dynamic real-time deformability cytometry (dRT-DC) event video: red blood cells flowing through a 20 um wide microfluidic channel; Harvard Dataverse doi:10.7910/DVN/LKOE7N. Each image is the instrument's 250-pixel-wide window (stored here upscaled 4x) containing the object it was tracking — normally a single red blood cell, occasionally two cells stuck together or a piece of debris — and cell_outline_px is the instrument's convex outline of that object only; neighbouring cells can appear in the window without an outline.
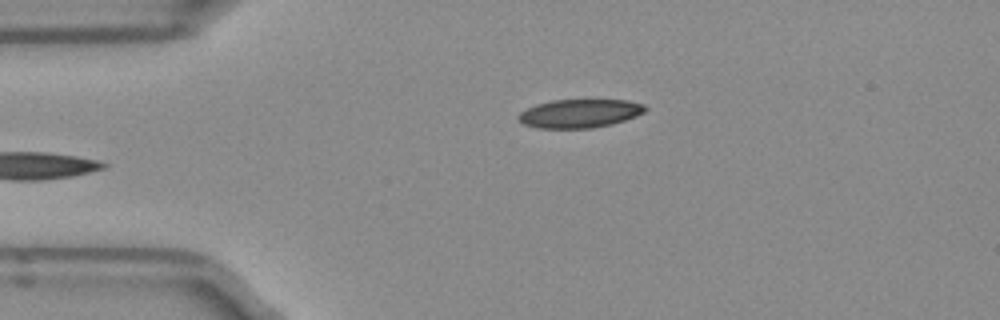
{"species": "Egyptian fruit bat (a non-hibernating species)", "species_latin": "Rousettus aegyptiacus", "temperature_condition": "room temperature", "stored_images_in_passage": 35, "camera_frame_rate_fps": 3000, "um_per_image_px": 0.085, "frame": {"image": 1, "passage_image": 1, "time_ms": 0.0, "image_size_px": [1000, 320], "cell_outline_px": [[648, 108], [644, 112], [636, 116], [612, 124], [592, 128], [536, 128], [524, 124], [516, 116], [520, 112], [536, 104], [552, 100], [628, 100], [644, 104]], "centroid_in_image_um": [49.28, 9.64], "position_along_channel_um": 35.7, "area_um2": 21.1}}
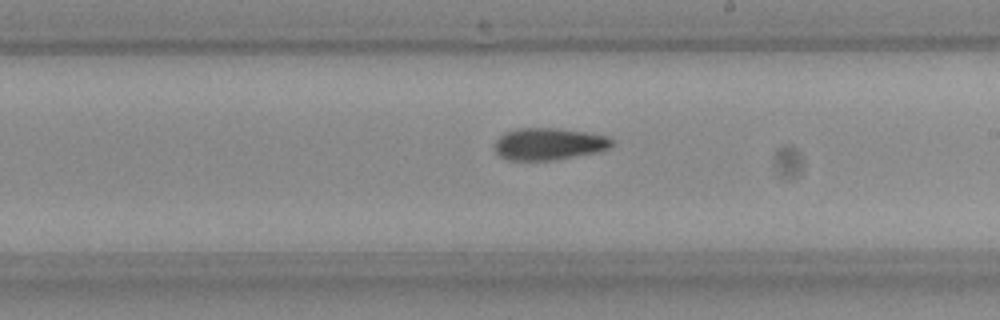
{"frame": {"image": 2, "passage_image": 19, "time_ms": 6.0, "image_size_px": [1000, 320], "cell_outline_px": [[616, 144], [600, 152], [552, 160], [508, 160], [500, 156], [496, 152], [496, 140], [504, 132], [516, 128], [560, 128], [608, 136]], "centroid_in_image_um": [46.68, 12.23], "position_along_channel_um": 242.3, "area_um2": 21.96}}
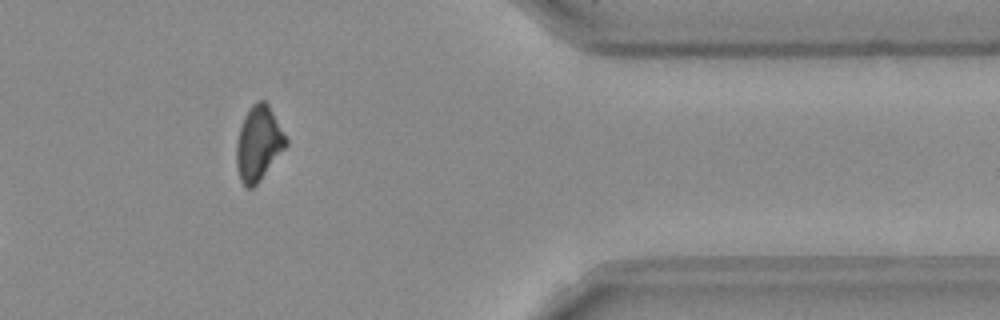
{"frame": {"image": 3, "passage_image": 32, "time_ms": 10.333, "image_size_px": [1000, 320], "cell_outline_px": [[288, 144], [260, 180], [252, 188], [248, 188], [240, 180], [236, 164], [236, 144], [240, 128], [244, 116], [248, 108], [252, 104], [260, 100], [264, 100], [268, 104], [288, 140]], "centroid_in_image_um": [21.96, 12.18], "position_along_channel_um": 389.4, "area_um2": 21.33}, "authors_computed_cell_mechanics": {"area_um2": 22.1952, "velocity_mm_per_s": 3.9499, "shape_relaxation_time_tau1_ms": null, "shape_relaxation_time_tau2_ms": 9.42, "deformation_change_tau1": null, "deformation_change_tau2": 0.1539}}